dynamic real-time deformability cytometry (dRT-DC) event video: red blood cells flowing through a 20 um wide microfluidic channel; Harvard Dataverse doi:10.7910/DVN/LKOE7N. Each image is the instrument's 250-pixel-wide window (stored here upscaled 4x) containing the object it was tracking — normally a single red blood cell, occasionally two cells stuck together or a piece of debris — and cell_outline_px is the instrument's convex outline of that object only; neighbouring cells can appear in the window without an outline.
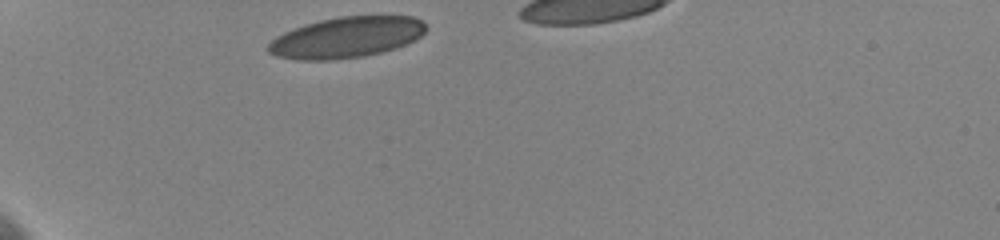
{"species": "human", "species_latin": "Homo sapiens", "temperature_condition": "cold", "stored_images_in_passage": 37, "camera_frame_rate_fps": 3000, "um_per_image_px": 0.085, "donor": {"sex": "female"}, "frame": {"image": 1, "passage_image": 1, "time_ms": 0.0, "image_size_px": [1000, 240], "cell_outline_px": [[428, 28], [416, 40], [396, 48], [364, 56], [332, 60], [300, 60], [276, 56], [268, 52], [264, 48], [276, 36], [284, 32], [304, 24], [320, 20], [340, 16], [416, 16], [424, 20]], "centroid_in_image_um": [29.46, 3.17], "position_along_channel_um": 55.5, "area_um2": 37.92}}
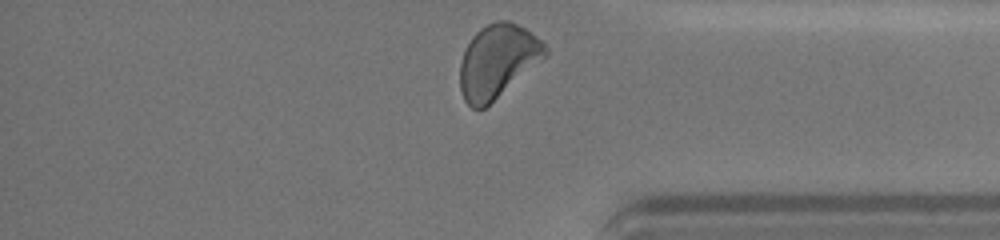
{"frame": {"image": 2, "passage_image": 37, "time_ms": 10.333, "image_size_px": [1000, 240], "cell_outline_px": [[548, 56], [484, 108], [472, 108], [464, 100], [460, 92], [460, 64], [464, 52], [472, 36], [480, 28], [496, 20], [508, 20], [524, 28], [536, 36], [548, 48]], "centroid_in_image_um": [42.3, 5.19], "position_along_channel_um": 392.9, "area_um2": 36.3}, "authors_computed_cell_mechanics": {"area_um2": 36.8186, "velocity_mm_per_s": 3.5788, "shape_relaxation_time_tau1_ms": 4.0258, "shape_relaxation_time_tau2_ms": 1.6534, "deformation_change_tau1": 0.1104, "deformation_change_tau2": 0.047}}